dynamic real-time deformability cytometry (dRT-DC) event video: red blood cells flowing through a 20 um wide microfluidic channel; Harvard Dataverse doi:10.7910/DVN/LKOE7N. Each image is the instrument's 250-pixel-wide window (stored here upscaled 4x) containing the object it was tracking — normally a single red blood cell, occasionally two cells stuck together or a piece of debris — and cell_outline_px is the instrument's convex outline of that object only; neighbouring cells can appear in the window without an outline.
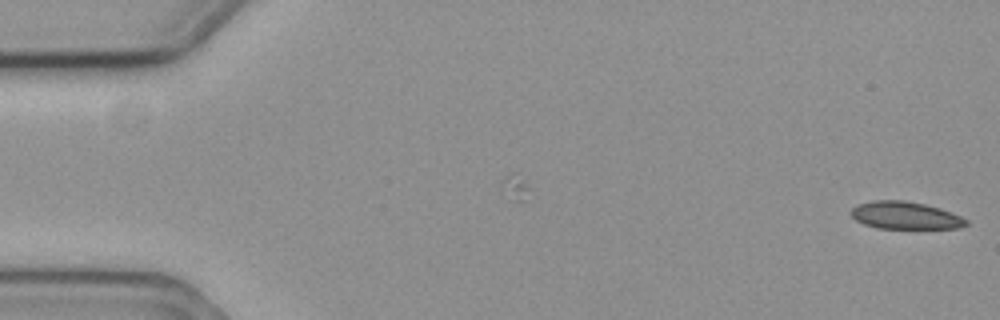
{"species": "common noctule bat (a hibernating species)", "species_latin": "Nyctalus noctula", "temperature_condition": "cold", "stored_images_in_passage": 10, "camera_frame_rate_fps": 3000, "um_per_image_px": 0.085, "animal": {"sex": "female", "body_mass_g": 19.3, "forearm_length_mm": 54.1}, "frame": {"image": 1, "passage_image": 10, "time_ms": 3.0, "image_size_px": [1000, 320], "cell_outline_px": [[968, 224], [956, 228], [876, 228], [864, 224], [856, 220], [852, 216], [852, 208], [860, 204], [872, 200], [904, 200], [924, 204], [940, 208], [960, 216], [968, 220]], "centroid_in_image_um": [76.94, 18.31], "position_along_channel_um": 8.1, "area_um2": 18.21}}